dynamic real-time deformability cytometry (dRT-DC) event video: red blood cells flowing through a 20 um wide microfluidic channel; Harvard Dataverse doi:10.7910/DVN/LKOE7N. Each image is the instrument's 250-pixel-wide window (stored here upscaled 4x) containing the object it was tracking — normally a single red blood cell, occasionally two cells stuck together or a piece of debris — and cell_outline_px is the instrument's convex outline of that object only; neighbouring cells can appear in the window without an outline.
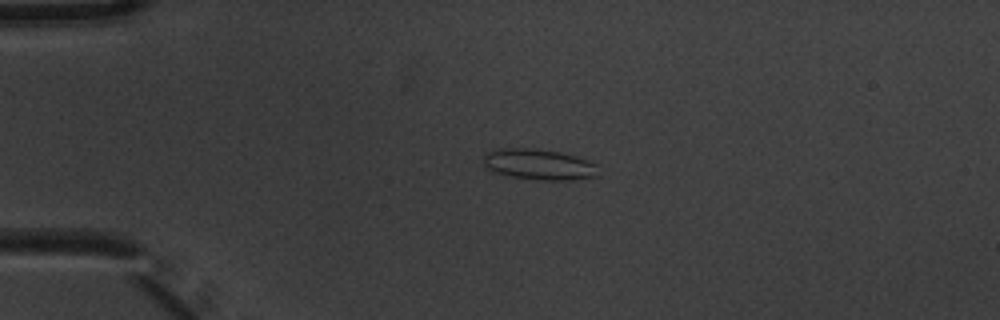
{"species": "common noctule bat (a hibernating species)", "species_latin": "Nyctalus noctula", "temperature_condition": "warm", "stored_images_in_passage": 3, "camera_frame_rate_fps": 3000, "um_per_image_px": 0.085, "animal": {"sex": "male", "body_mass_g": 20.1, "forearm_length_mm": 53.5}, "frame": {"image": 1, "passage_image": 2, "time_ms": 0.333, "image_size_px": [1000, 320], "cell_outline_px": [[600, 176], [572, 180], [544, 180], [512, 176], [492, 172], [484, 164], [484, 152], [496, 148], [536, 148], [560, 152], [576, 156], [588, 160], [596, 164]], "centroid_in_image_um": [45.82, 13.96], "position_along_channel_um": 39.2, "area_um2": 20.87}}